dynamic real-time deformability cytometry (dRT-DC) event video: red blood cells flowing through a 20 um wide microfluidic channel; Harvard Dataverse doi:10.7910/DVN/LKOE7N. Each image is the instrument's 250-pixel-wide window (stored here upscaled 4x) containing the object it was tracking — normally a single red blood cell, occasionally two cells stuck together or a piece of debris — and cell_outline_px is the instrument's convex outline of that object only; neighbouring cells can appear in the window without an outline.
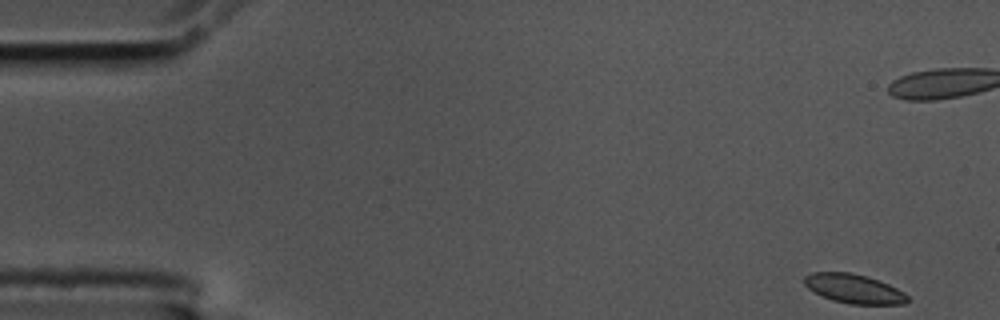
{"species": "common noctule bat (a hibernating species)", "species_latin": "Nyctalus noctula", "temperature_condition": "cold", "stored_images_in_passage": 56, "camera_frame_rate_fps": 3000, "um_per_image_px": 0.085, "animal": {"sex": "male", "body_mass_g": 17.5, "forearm_length_mm": 52.3}, "frame": {"image": 1, "passage_image": 1, "time_ms": 0.0, "image_size_px": [1000, 320], "cell_outline_px": [[908, 300], [904, 304], [848, 304], [832, 300], [820, 296], [808, 288], [804, 284], [804, 276], [812, 272], [852, 272], [868, 276], [880, 280], [904, 292], [908, 296]], "centroid_in_image_um": [72.56, 24.53], "position_along_channel_um": 12.4, "area_um2": 17.74}}
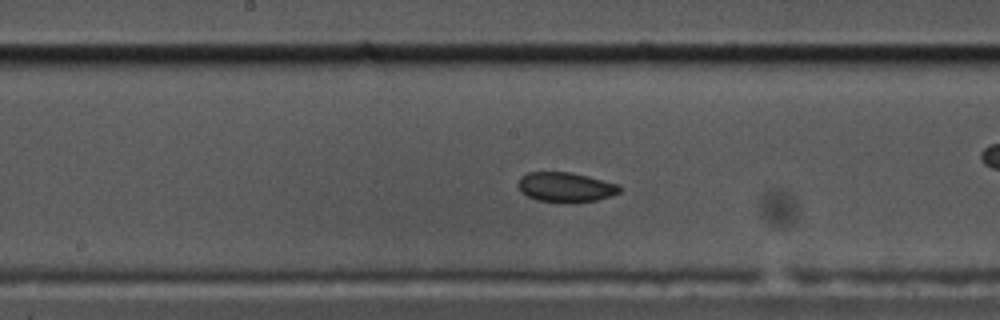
{"frame": {"image": 2, "passage_image": 27, "time_ms": 8.667, "image_size_px": [1000, 320], "cell_outline_px": [[620, 192], [596, 200], [572, 204], [568, 204], [536, 200], [520, 192], [516, 184], [520, 176], [528, 172], [568, 172], [588, 176], [620, 184]], "centroid_in_image_um": [48.03, 15.92], "position_along_channel_um": 200.2, "area_um2": 17.98}}
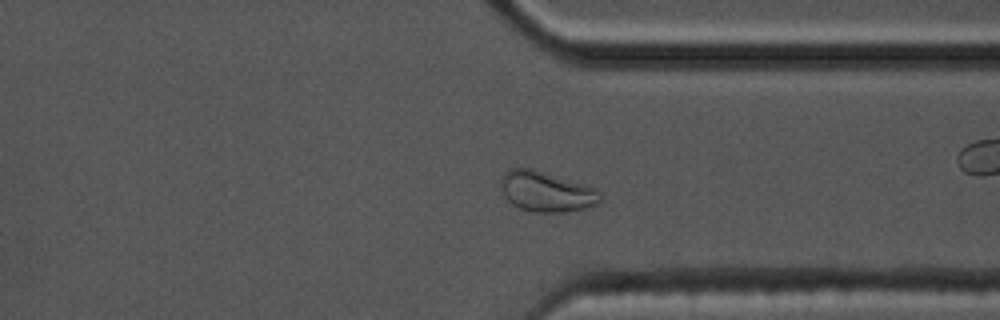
{"frame": {"image": 3, "passage_image": 41, "time_ms": 13.333, "image_size_px": [1000, 320], "cell_outline_px": [[600, 200], [596, 204], [584, 208], [564, 212], [532, 212], [520, 208], [512, 204], [504, 196], [500, 184], [500, 180], [504, 172], [508, 168], [532, 168], [584, 184], [596, 188], [600, 192]], "centroid_in_image_um": [46.4, 16.27], "position_along_channel_um": 365.0, "area_um2": 23.35}, "authors_computed_cell_mechanics": {"area_um2": 18.0914, "velocity_mm_per_s": 3.5263, "shape_relaxation_time_tau1_ms": 3.6465, "shape_relaxation_time_tau2_ms": 5.5918, "deformation_change_tau1": 0.0865, "deformation_change_tau2": 0.08}}